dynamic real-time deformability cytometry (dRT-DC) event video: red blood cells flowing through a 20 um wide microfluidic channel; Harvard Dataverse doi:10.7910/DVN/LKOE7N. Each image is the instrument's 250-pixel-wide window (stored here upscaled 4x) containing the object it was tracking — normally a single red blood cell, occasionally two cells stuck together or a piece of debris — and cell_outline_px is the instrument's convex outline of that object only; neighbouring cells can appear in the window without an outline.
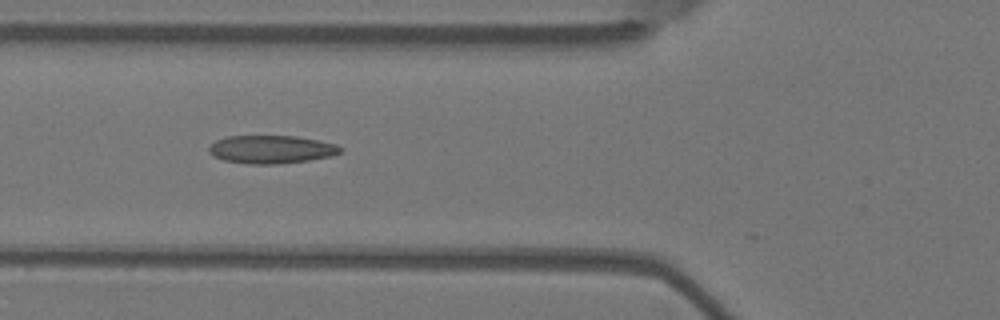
{"species": "Egyptian fruit bat (a non-hibernating species)", "species_latin": "Rousettus aegyptiacus", "temperature_condition": "warm", "stored_images_in_passage": 7, "camera_frame_rate_fps": 3000, "um_per_image_px": 0.085, "animal": {"sex": "female"}, "frame": {"image": 1, "passage_image": 6, "time_ms": 1.667, "image_size_px": [1000, 320], "cell_outline_px": [[340, 152], [332, 156], [308, 160], [276, 164], [248, 164], [224, 160], [212, 156], [208, 152], [208, 148], [216, 140], [228, 136], [296, 136], [336, 144], [340, 148]], "centroid_in_image_um": [23.01, 12.7], "position_along_channel_um": 102.8, "area_um2": 21.39}}
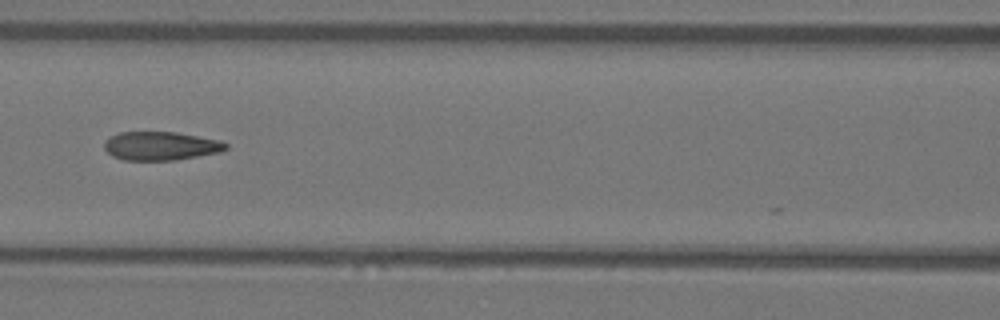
{"frame": {"image": 2, "passage_image": 7, "time_ms": 2.0, "image_size_px": [1000, 320], "cell_outline_px": [[228, 148], [220, 152], [176, 160], [124, 160], [112, 156], [104, 148], [104, 140], [120, 132], [176, 132], [220, 140], [228, 144]], "centroid_in_image_um": [13.67, 12.4], "position_along_channel_um": 152.9, "area_um2": 20.29}}